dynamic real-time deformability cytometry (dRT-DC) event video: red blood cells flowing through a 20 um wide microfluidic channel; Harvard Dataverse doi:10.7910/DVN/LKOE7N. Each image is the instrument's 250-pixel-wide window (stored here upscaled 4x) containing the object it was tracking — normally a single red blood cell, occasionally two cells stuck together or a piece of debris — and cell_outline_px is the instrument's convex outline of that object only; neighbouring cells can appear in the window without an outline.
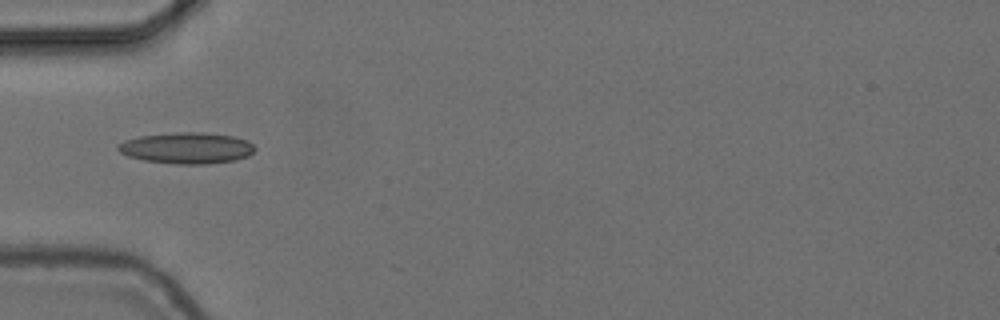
{"species": "common noctule bat (a hibernating species)", "species_latin": "Nyctalus noctula", "temperature_condition": "cold", "stored_images_in_passage": 7, "camera_frame_rate_fps": 3000, "um_per_image_px": 0.085, "animal": {"sex": "female", "body_mass_g": 24.6, "forearm_length_mm": 56.2}, "frame": {"image": 1, "passage_image": 1, "time_ms": 0.0, "image_size_px": [1000, 320], "cell_outline_px": [[256, 148], [248, 156], [236, 160], [208, 164], [176, 164], [144, 160], [128, 156], [120, 152], [116, 148], [116, 144], [124, 140], [140, 136], [176, 132], [204, 132], [232, 136], [248, 140]], "centroid_in_image_um": [15.87, 12.58], "position_along_channel_um": 69.1, "area_um2": 25.03}}
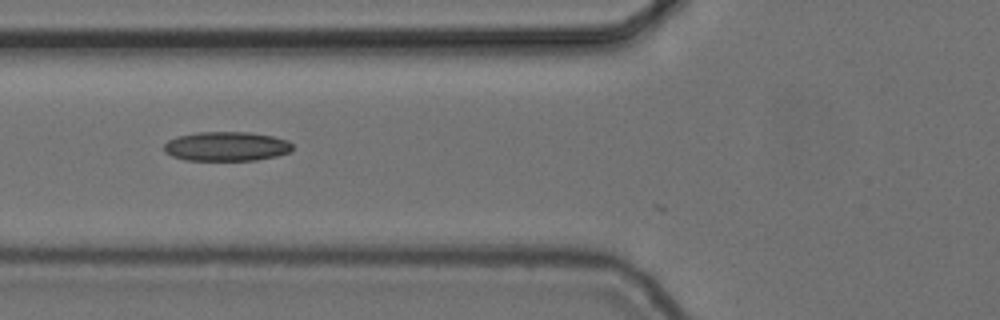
{"frame": {"image": 2, "passage_image": 4, "time_ms": 1.0, "image_size_px": [1000, 320], "cell_outline_px": [[292, 152], [276, 156], [256, 160], [184, 160], [172, 156], [164, 152], [164, 144], [168, 140], [176, 136], [196, 132], [248, 132], [272, 136], [288, 140], [292, 144]], "centroid_in_image_um": [19.23, 12.44], "position_along_channel_um": 106.6, "area_um2": 22.14}}